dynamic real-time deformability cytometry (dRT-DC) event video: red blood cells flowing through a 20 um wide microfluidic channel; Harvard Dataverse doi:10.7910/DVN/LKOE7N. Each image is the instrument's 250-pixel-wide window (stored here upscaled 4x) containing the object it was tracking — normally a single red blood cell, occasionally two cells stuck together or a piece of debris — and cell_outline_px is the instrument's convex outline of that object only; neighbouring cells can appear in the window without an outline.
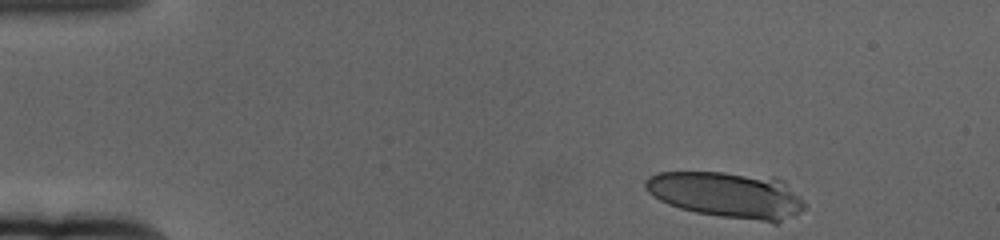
{"species": "human", "species_latin": "Homo sapiens", "temperature_condition": "cold", "stored_images_in_passage": 14, "camera_frame_rate_fps": 3000, "um_per_image_px": 0.085, "donor": {"sex": "female"}, "frame": {"image": 1, "passage_image": 1, "time_ms": 0.0, "image_size_px": [1000, 240], "cell_outline_px": [[808, 208], [776, 224], [772, 224], [720, 216], [696, 212], [680, 208], [668, 204], [652, 196], [644, 188], [644, 180], [648, 176], [660, 172], [724, 172], [776, 176], [784, 180], [804, 200]], "centroid_in_image_um": [61.87, 16.56], "position_along_channel_um": 23.1, "area_um2": 43.75}}
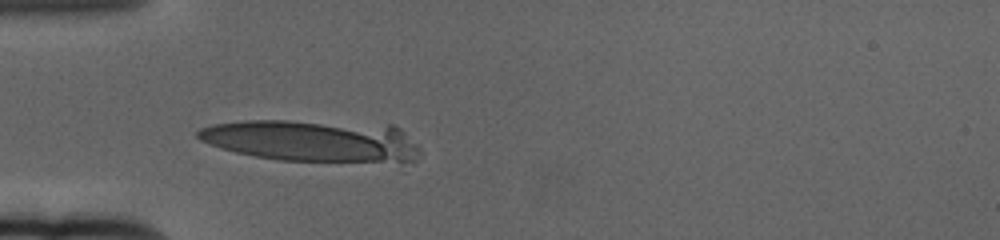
{"frame": {"image": 2, "passage_image": 12, "time_ms": 3.667, "image_size_px": [1000, 240], "cell_outline_px": [[420, 152], [412, 164], [400, 172], [280, 160], [256, 156], [236, 152], [220, 148], [200, 140], [196, 136], [196, 132], [200, 128], [212, 124], [244, 120], [288, 120], [392, 124], [400, 128], [416, 144]], "centroid_in_image_um": [26.94, 12.11], "position_along_channel_um": 58.1, "area_um2": 59.42}}